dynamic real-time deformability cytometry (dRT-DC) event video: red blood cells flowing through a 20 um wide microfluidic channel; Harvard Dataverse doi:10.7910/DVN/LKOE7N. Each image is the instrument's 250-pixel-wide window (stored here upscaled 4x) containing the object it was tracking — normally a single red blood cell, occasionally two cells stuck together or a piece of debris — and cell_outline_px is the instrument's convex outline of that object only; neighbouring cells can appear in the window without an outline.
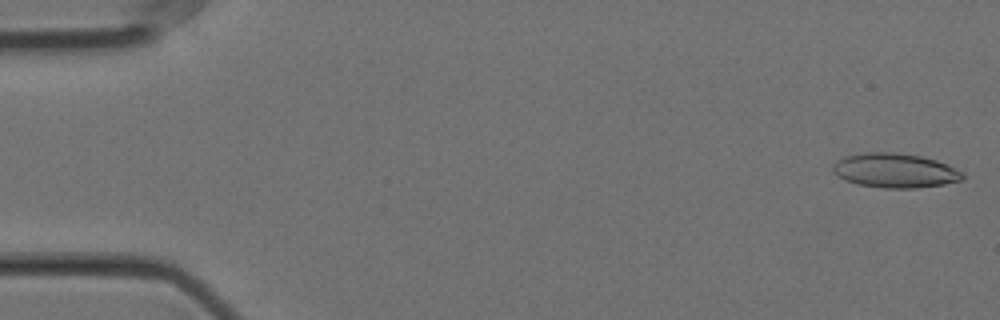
{"species": "Egyptian fruit bat (a non-hibernating species)", "species_latin": "Rousettus aegyptiacus", "temperature_condition": "cold", "stored_images_in_passage": 56, "camera_frame_rate_fps": 3000, "um_per_image_px": 0.085, "animal": {"sex": "female"}, "frame": {"image": 1, "passage_image": 1, "time_ms": 0.0, "image_size_px": [1000, 320], "cell_outline_px": [[964, 180], [944, 184], [916, 188], [884, 188], [856, 184], [844, 180], [832, 172], [832, 164], [836, 160], [844, 156], [864, 152], [896, 152], [920, 156], [936, 160], [964, 172]], "centroid_in_image_um": [76.04, 14.49], "position_along_channel_um": 9.0, "area_um2": 26.3}}
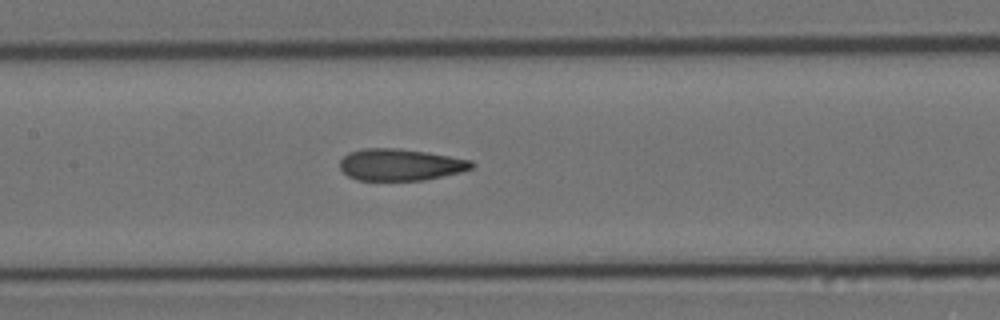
{"frame": {"image": 2, "passage_image": 26, "time_ms": 8.333, "image_size_px": [1000, 320], "cell_outline_px": [[476, 164], [472, 168], [460, 172], [424, 180], [356, 180], [348, 176], [340, 168], [340, 160], [348, 152], [364, 148], [396, 148], [428, 152], [472, 160]], "centroid_in_image_um": [34.03, 13.99], "position_along_channel_um": 173.4, "area_um2": 24.45}}
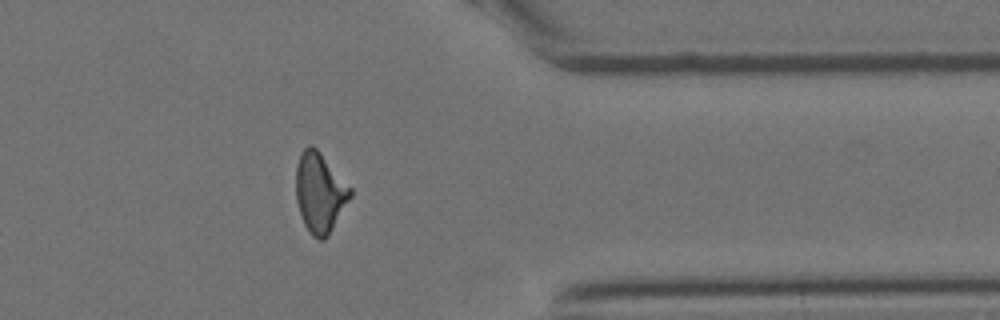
{"frame": {"image": 3, "passage_image": 45, "time_ms": 14.667, "image_size_px": [1000, 320], "cell_outline_px": [[352, 196], [328, 236], [324, 240], [320, 240], [312, 236], [304, 224], [296, 200], [296, 164], [300, 152], [308, 144], [312, 144], [320, 152], [352, 188]], "centroid_in_image_um": [27.18, 16.36], "position_along_channel_um": 384.2, "area_um2": 25.43}, "authors_computed_cell_mechanics": {"area_um2": 24.9696, "velocity_mm_per_s": 3.5602, "shape_relaxation_time_tau1_ms": null, "shape_relaxation_time_tau2_ms": 1.7273, "deformation_change_tau1": null, "deformation_change_tau2": 0.1054}}